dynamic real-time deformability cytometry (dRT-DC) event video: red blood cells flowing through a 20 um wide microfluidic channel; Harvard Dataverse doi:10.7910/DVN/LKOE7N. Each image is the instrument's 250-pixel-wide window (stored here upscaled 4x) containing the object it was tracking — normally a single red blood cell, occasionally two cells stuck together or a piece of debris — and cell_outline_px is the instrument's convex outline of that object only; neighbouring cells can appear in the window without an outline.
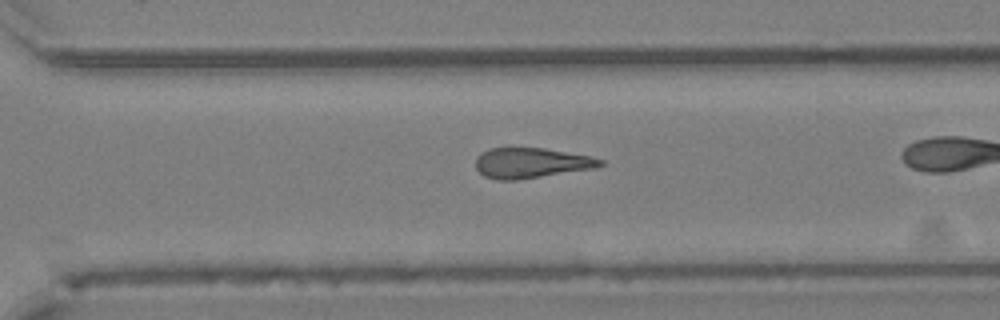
{"species": "Egyptian fruit bat (a non-hibernating species)", "species_latin": "Rousettus aegyptiacus", "temperature_condition": "cold", "stored_images_in_passage": 27, "camera_frame_rate_fps": 3000, "um_per_image_px": 0.085, "animal": {"sex": "female"}, "frame": {"image": 1, "passage_image": 23, "time_ms": 7.333, "image_size_px": [1000, 320], "cell_outline_px": [[604, 164], [596, 168], [516, 180], [496, 180], [484, 176], [476, 168], [476, 156], [488, 148], [544, 148], [592, 156], [604, 160]], "centroid_in_image_um": [45.16, 13.85], "position_along_channel_um": 325.4, "area_um2": 22.08}}